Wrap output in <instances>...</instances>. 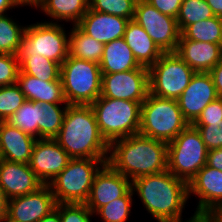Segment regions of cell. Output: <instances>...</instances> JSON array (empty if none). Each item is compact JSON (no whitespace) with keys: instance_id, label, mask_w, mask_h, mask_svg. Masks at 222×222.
<instances>
[{"instance_id":"obj_37","label":"cell","mask_w":222,"mask_h":222,"mask_svg":"<svg viewBox=\"0 0 222 222\" xmlns=\"http://www.w3.org/2000/svg\"><path fill=\"white\" fill-rule=\"evenodd\" d=\"M19 70L18 55L0 54V86L16 84Z\"/></svg>"},{"instance_id":"obj_48","label":"cell","mask_w":222,"mask_h":222,"mask_svg":"<svg viewBox=\"0 0 222 222\" xmlns=\"http://www.w3.org/2000/svg\"><path fill=\"white\" fill-rule=\"evenodd\" d=\"M186 222H210V220L204 214H193V216L186 220Z\"/></svg>"},{"instance_id":"obj_38","label":"cell","mask_w":222,"mask_h":222,"mask_svg":"<svg viewBox=\"0 0 222 222\" xmlns=\"http://www.w3.org/2000/svg\"><path fill=\"white\" fill-rule=\"evenodd\" d=\"M208 150L222 147V121H208V125H193Z\"/></svg>"},{"instance_id":"obj_22","label":"cell","mask_w":222,"mask_h":222,"mask_svg":"<svg viewBox=\"0 0 222 222\" xmlns=\"http://www.w3.org/2000/svg\"><path fill=\"white\" fill-rule=\"evenodd\" d=\"M16 84L26 100L68 105L64 98L61 80L42 81L19 70Z\"/></svg>"},{"instance_id":"obj_24","label":"cell","mask_w":222,"mask_h":222,"mask_svg":"<svg viewBox=\"0 0 222 222\" xmlns=\"http://www.w3.org/2000/svg\"><path fill=\"white\" fill-rule=\"evenodd\" d=\"M99 66L101 68V74H112L137 68H145L139 65L123 37L104 44L103 55Z\"/></svg>"},{"instance_id":"obj_30","label":"cell","mask_w":222,"mask_h":222,"mask_svg":"<svg viewBox=\"0 0 222 222\" xmlns=\"http://www.w3.org/2000/svg\"><path fill=\"white\" fill-rule=\"evenodd\" d=\"M26 26L18 25L8 15L0 16V54L18 55Z\"/></svg>"},{"instance_id":"obj_23","label":"cell","mask_w":222,"mask_h":222,"mask_svg":"<svg viewBox=\"0 0 222 222\" xmlns=\"http://www.w3.org/2000/svg\"><path fill=\"white\" fill-rule=\"evenodd\" d=\"M140 66L150 68L163 54L147 32L134 20H129L123 36Z\"/></svg>"},{"instance_id":"obj_10","label":"cell","mask_w":222,"mask_h":222,"mask_svg":"<svg viewBox=\"0 0 222 222\" xmlns=\"http://www.w3.org/2000/svg\"><path fill=\"white\" fill-rule=\"evenodd\" d=\"M148 70L149 93L176 100L196 73L175 52L163 53Z\"/></svg>"},{"instance_id":"obj_26","label":"cell","mask_w":222,"mask_h":222,"mask_svg":"<svg viewBox=\"0 0 222 222\" xmlns=\"http://www.w3.org/2000/svg\"><path fill=\"white\" fill-rule=\"evenodd\" d=\"M69 37V57L98 63L100 62L104 44L85 34L77 25L72 26Z\"/></svg>"},{"instance_id":"obj_34","label":"cell","mask_w":222,"mask_h":222,"mask_svg":"<svg viewBox=\"0 0 222 222\" xmlns=\"http://www.w3.org/2000/svg\"><path fill=\"white\" fill-rule=\"evenodd\" d=\"M137 0H89V8L97 12L134 19Z\"/></svg>"},{"instance_id":"obj_5","label":"cell","mask_w":222,"mask_h":222,"mask_svg":"<svg viewBox=\"0 0 222 222\" xmlns=\"http://www.w3.org/2000/svg\"><path fill=\"white\" fill-rule=\"evenodd\" d=\"M99 130L110 144L114 140L139 133V102L99 96L91 105Z\"/></svg>"},{"instance_id":"obj_51","label":"cell","mask_w":222,"mask_h":222,"mask_svg":"<svg viewBox=\"0 0 222 222\" xmlns=\"http://www.w3.org/2000/svg\"><path fill=\"white\" fill-rule=\"evenodd\" d=\"M2 160H3V157H2V153H1V149H0V164H1Z\"/></svg>"},{"instance_id":"obj_36","label":"cell","mask_w":222,"mask_h":222,"mask_svg":"<svg viewBox=\"0 0 222 222\" xmlns=\"http://www.w3.org/2000/svg\"><path fill=\"white\" fill-rule=\"evenodd\" d=\"M61 222H92L93 215L85 203H57Z\"/></svg>"},{"instance_id":"obj_28","label":"cell","mask_w":222,"mask_h":222,"mask_svg":"<svg viewBox=\"0 0 222 222\" xmlns=\"http://www.w3.org/2000/svg\"><path fill=\"white\" fill-rule=\"evenodd\" d=\"M20 71L42 81L61 80V65L40 55L18 56Z\"/></svg>"},{"instance_id":"obj_29","label":"cell","mask_w":222,"mask_h":222,"mask_svg":"<svg viewBox=\"0 0 222 222\" xmlns=\"http://www.w3.org/2000/svg\"><path fill=\"white\" fill-rule=\"evenodd\" d=\"M181 34L189 40L222 44V21L218 16L188 25Z\"/></svg>"},{"instance_id":"obj_17","label":"cell","mask_w":222,"mask_h":222,"mask_svg":"<svg viewBox=\"0 0 222 222\" xmlns=\"http://www.w3.org/2000/svg\"><path fill=\"white\" fill-rule=\"evenodd\" d=\"M199 197L194 214L222 210V172L204 165L188 183V196Z\"/></svg>"},{"instance_id":"obj_31","label":"cell","mask_w":222,"mask_h":222,"mask_svg":"<svg viewBox=\"0 0 222 222\" xmlns=\"http://www.w3.org/2000/svg\"><path fill=\"white\" fill-rule=\"evenodd\" d=\"M39 108V102L26 100L6 122L35 139H38Z\"/></svg>"},{"instance_id":"obj_12","label":"cell","mask_w":222,"mask_h":222,"mask_svg":"<svg viewBox=\"0 0 222 222\" xmlns=\"http://www.w3.org/2000/svg\"><path fill=\"white\" fill-rule=\"evenodd\" d=\"M149 93V70L137 68L112 74H102L101 96L142 104Z\"/></svg>"},{"instance_id":"obj_35","label":"cell","mask_w":222,"mask_h":222,"mask_svg":"<svg viewBox=\"0 0 222 222\" xmlns=\"http://www.w3.org/2000/svg\"><path fill=\"white\" fill-rule=\"evenodd\" d=\"M25 101L17 84L0 86V121H7Z\"/></svg>"},{"instance_id":"obj_40","label":"cell","mask_w":222,"mask_h":222,"mask_svg":"<svg viewBox=\"0 0 222 222\" xmlns=\"http://www.w3.org/2000/svg\"><path fill=\"white\" fill-rule=\"evenodd\" d=\"M162 14L177 18L183 0H145Z\"/></svg>"},{"instance_id":"obj_42","label":"cell","mask_w":222,"mask_h":222,"mask_svg":"<svg viewBox=\"0 0 222 222\" xmlns=\"http://www.w3.org/2000/svg\"><path fill=\"white\" fill-rule=\"evenodd\" d=\"M213 80L218 97L222 98V60L208 72Z\"/></svg>"},{"instance_id":"obj_4","label":"cell","mask_w":222,"mask_h":222,"mask_svg":"<svg viewBox=\"0 0 222 222\" xmlns=\"http://www.w3.org/2000/svg\"><path fill=\"white\" fill-rule=\"evenodd\" d=\"M189 125L176 99L160 98L148 93L141 104V135L168 144Z\"/></svg>"},{"instance_id":"obj_49","label":"cell","mask_w":222,"mask_h":222,"mask_svg":"<svg viewBox=\"0 0 222 222\" xmlns=\"http://www.w3.org/2000/svg\"><path fill=\"white\" fill-rule=\"evenodd\" d=\"M43 0H19L21 6H33L34 8L37 7Z\"/></svg>"},{"instance_id":"obj_8","label":"cell","mask_w":222,"mask_h":222,"mask_svg":"<svg viewBox=\"0 0 222 222\" xmlns=\"http://www.w3.org/2000/svg\"><path fill=\"white\" fill-rule=\"evenodd\" d=\"M208 149L198 130L189 125L168 143L167 170L189 183L207 163Z\"/></svg>"},{"instance_id":"obj_20","label":"cell","mask_w":222,"mask_h":222,"mask_svg":"<svg viewBox=\"0 0 222 222\" xmlns=\"http://www.w3.org/2000/svg\"><path fill=\"white\" fill-rule=\"evenodd\" d=\"M129 19L97 12L88 8L86 14L76 24L85 34L107 44L122 38Z\"/></svg>"},{"instance_id":"obj_33","label":"cell","mask_w":222,"mask_h":222,"mask_svg":"<svg viewBox=\"0 0 222 222\" xmlns=\"http://www.w3.org/2000/svg\"><path fill=\"white\" fill-rule=\"evenodd\" d=\"M133 194L134 192L131 188L123 197L100 207L95 212L96 215H100L104 222H126L131 213Z\"/></svg>"},{"instance_id":"obj_43","label":"cell","mask_w":222,"mask_h":222,"mask_svg":"<svg viewBox=\"0 0 222 222\" xmlns=\"http://www.w3.org/2000/svg\"><path fill=\"white\" fill-rule=\"evenodd\" d=\"M20 5L19 0H0V16L6 15L7 10Z\"/></svg>"},{"instance_id":"obj_13","label":"cell","mask_w":222,"mask_h":222,"mask_svg":"<svg viewBox=\"0 0 222 222\" xmlns=\"http://www.w3.org/2000/svg\"><path fill=\"white\" fill-rule=\"evenodd\" d=\"M71 159L55 139L41 138L35 142L29 166L44 185H49Z\"/></svg>"},{"instance_id":"obj_3","label":"cell","mask_w":222,"mask_h":222,"mask_svg":"<svg viewBox=\"0 0 222 222\" xmlns=\"http://www.w3.org/2000/svg\"><path fill=\"white\" fill-rule=\"evenodd\" d=\"M54 139L72 159H108L110 144L102 136L90 105H68Z\"/></svg>"},{"instance_id":"obj_6","label":"cell","mask_w":222,"mask_h":222,"mask_svg":"<svg viewBox=\"0 0 222 222\" xmlns=\"http://www.w3.org/2000/svg\"><path fill=\"white\" fill-rule=\"evenodd\" d=\"M60 78L68 105H91L101 95L102 74L98 63L68 56L61 64Z\"/></svg>"},{"instance_id":"obj_2","label":"cell","mask_w":222,"mask_h":222,"mask_svg":"<svg viewBox=\"0 0 222 222\" xmlns=\"http://www.w3.org/2000/svg\"><path fill=\"white\" fill-rule=\"evenodd\" d=\"M132 190L158 222H181L189 198L188 183L184 180L165 170L136 178Z\"/></svg>"},{"instance_id":"obj_47","label":"cell","mask_w":222,"mask_h":222,"mask_svg":"<svg viewBox=\"0 0 222 222\" xmlns=\"http://www.w3.org/2000/svg\"><path fill=\"white\" fill-rule=\"evenodd\" d=\"M204 215L210 220V222H222V210H213L204 213Z\"/></svg>"},{"instance_id":"obj_15","label":"cell","mask_w":222,"mask_h":222,"mask_svg":"<svg viewBox=\"0 0 222 222\" xmlns=\"http://www.w3.org/2000/svg\"><path fill=\"white\" fill-rule=\"evenodd\" d=\"M132 188V181L105 163L96 173L86 206L93 214L102 206L123 197Z\"/></svg>"},{"instance_id":"obj_18","label":"cell","mask_w":222,"mask_h":222,"mask_svg":"<svg viewBox=\"0 0 222 222\" xmlns=\"http://www.w3.org/2000/svg\"><path fill=\"white\" fill-rule=\"evenodd\" d=\"M43 185L29 164L1 161L0 188L8 200L35 192Z\"/></svg>"},{"instance_id":"obj_14","label":"cell","mask_w":222,"mask_h":222,"mask_svg":"<svg viewBox=\"0 0 222 222\" xmlns=\"http://www.w3.org/2000/svg\"><path fill=\"white\" fill-rule=\"evenodd\" d=\"M56 201L49 185L8 200L6 218L12 222H39L55 209Z\"/></svg>"},{"instance_id":"obj_44","label":"cell","mask_w":222,"mask_h":222,"mask_svg":"<svg viewBox=\"0 0 222 222\" xmlns=\"http://www.w3.org/2000/svg\"><path fill=\"white\" fill-rule=\"evenodd\" d=\"M8 198L0 188V221L7 216Z\"/></svg>"},{"instance_id":"obj_32","label":"cell","mask_w":222,"mask_h":222,"mask_svg":"<svg viewBox=\"0 0 222 222\" xmlns=\"http://www.w3.org/2000/svg\"><path fill=\"white\" fill-rule=\"evenodd\" d=\"M214 16L206 0H183L176 19L182 32L188 25Z\"/></svg>"},{"instance_id":"obj_45","label":"cell","mask_w":222,"mask_h":222,"mask_svg":"<svg viewBox=\"0 0 222 222\" xmlns=\"http://www.w3.org/2000/svg\"><path fill=\"white\" fill-rule=\"evenodd\" d=\"M215 16H222V0H206Z\"/></svg>"},{"instance_id":"obj_9","label":"cell","mask_w":222,"mask_h":222,"mask_svg":"<svg viewBox=\"0 0 222 222\" xmlns=\"http://www.w3.org/2000/svg\"><path fill=\"white\" fill-rule=\"evenodd\" d=\"M36 23L26 26L18 56L40 55L61 65L69 56L66 31L53 21Z\"/></svg>"},{"instance_id":"obj_41","label":"cell","mask_w":222,"mask_h":222,"mask_svg":"<svg viewBox=\"0 0 222 222\" xmlns=\"http://www.w3.org/2000/svg\"><path fill=\"white\" fill-rule=\"evenodd\" d=\"M206 164L222 172V147L218 149L208 150Z\"/></svg>"},{"instance_id":"obj_16","label":"cell","mask_w":222,"mask_h":222,"mask_svg":"<svg viewBox=\"0 0 222 222\" xmlns=\"http://www.w3.org/2000/svg\"><path fill=\"white\" fill-rule=\"evenodd\" d=\"M217 98L218 94L211 75L206 72H196L177 102L184 118L192 125L203 109Z\"/></svg>"},{"instance_id":"obj_7","label":"cell","mask_w":222,"mask_h":222,"mask_svg":"<svg viewBox=\"0 0 222 222\" xmlns=\"http://www.w3.org/2000/svg\"><path fill=\"white\" fill-rule=\"evenodd\" d=\"M108 159H71L68 165L50 182L56 203H85L88 200L96 173Z\"/></svg>"},{"instance_id":"obj_39","label":"cell","mask_w":222,"mask_h":222,"mask_svg":"<svg viewBox=\"0 0 222 222\" xmlns=\"http://www.w3.org/2000/svg\"><path fill=\"white\" fill-rule=\"evenodd\" d=\"M208 121H222V98L209 103L192 125H208Z\"/></svg>"},{"instance_id":"obj_46","label":"cell","mask_w":222,"mask_h":222,"mask_svg":"<svg viewBox=\"0 0 222 222\" xmlns=\"http://www.w3.org/2000/svg\"><path fill=\"white\" fill-rule=\"evenodd\" d=\"M39 222H61L59 211L55 208Z\"/></svg>"},{"instance_id":"obj_1","label":"cell","mask_w":222,"mask_h":222,"mask_svg":"<svg viewBox=\"0 0 222 222\" xmlns=\"http://www.w3.org/2000/svg\"><path fill=\"white\" fill-rule=\"evenodd\" d=\"M167 160L166 142L138 133L111 142L107 163L133 181L167 170Z\"/></svg>"},{"instance_id":"obj_21","label":"cell","mask_w":222,"mask_h":222,"mask_svg":"<svg viewBox=\"0 0 222 222\" xmlns=\"http://www.w3.org/2000/svg\"><path fill=\"white\" fill-rule=\"evenodd\" d=\"M36 140L8 122L0 121V149L3 159L29 164Z\"/></svg>"},{"instance_id":"obj_11","label":"cell","mask_w":222,"mask_h":222,"mask_svg":"<svg viewBox=\"0 0 222 222\" xmlns=\"http://www.w3.org/2000/svg\"><path fill=\"white\" fill-rule=\"evenodd\" d=\"M163 52H176L181 32L177 19L162 14L145 0H137L134 19Z\"/></svg>"},{"instance_id":"obj_27","label":"cell","mask_w":222,"mask_h":222,"mask_svg":"<svg viewBox=\"0 0 222 222\" xmlns=\"http://www.w3.org/2000/svg\"><path fill=\"white\" fill-rule=\"evenodd\" d=\"M59 106L61 105L49 102L40 103L38 109V139H54L59 134L68 105Z\"/></svg>"},{"instance_id":"obj_25","label":"cell","mask_w":222,"mask_h":222,"mask_svg":"<svg viewBox=\"0 0 222 222\" xmlns=\"http://www.w3.org/2000/svg\"><path fill=\"white\" fill-rule=\"evenodd\" d=\"M36 8H40L53 21H72L76 25L86 14L89 0H43Z\"/></svg>"},{"instance_id":"obj_50","label":"cell","mask_w":222,"mask_h":222,"mask_svg":"<svg viewBox=\"0 0 222 222\" xmlns=\"http://www.w3.org/2000/svg\"><path fill=\"white\" fill-rule=\"evenodd\" d=\"M0 222H12L11 220L7 219L6 217L2 219Z\"/></svg>"},{"instance_id":"obj_19","label":"cell","mask_w":222,"mask_h":222,"mask_svg":"<svg viewBox=\"0 0 222 222\" xmlns=\"http://www.w3.org/2000/svg\"><path fill=\"white\" fill-rule=\"evenodd\" d=\"M175 53L195 72L208 73L222 60V44L189 40L181 34Z\"/></svg>"}]
</instances>
